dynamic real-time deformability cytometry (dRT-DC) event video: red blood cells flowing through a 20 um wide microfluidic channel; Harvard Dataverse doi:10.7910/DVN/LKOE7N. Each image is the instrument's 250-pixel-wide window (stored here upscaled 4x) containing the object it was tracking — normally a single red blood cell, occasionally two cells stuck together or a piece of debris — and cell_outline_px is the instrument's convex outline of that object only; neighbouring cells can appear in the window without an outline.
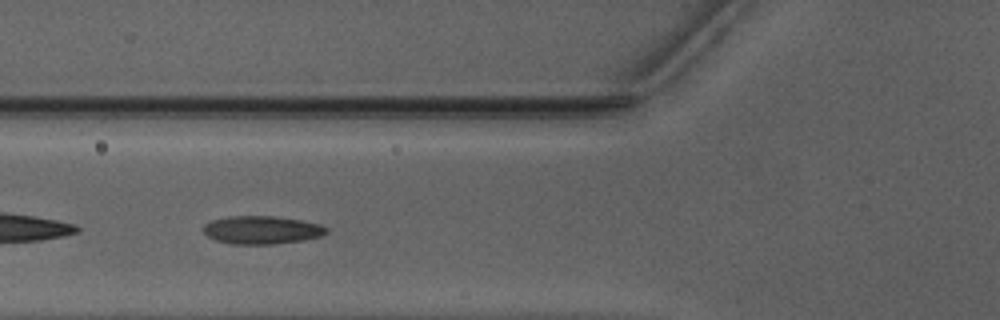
{"species": "Egyptian fruit bat (a non-hibernating species)", "species_latin": "Rousettus aegyptiacus", "temperature_condition": "warm", "stored_images_in_passage": 30, "camera_frame_rate_fps": 3000, "um_per_image_px": 0.085, "animal": {"sex": "male"}, "frame": {"image": 1, "passage_image": 11, "time_ms": 3.333, "image_size_px": [1000, 320], "cell_outline_px": [[328, 232], [324, 236], [304, 240], [272, 244], [232, 244], [216, 240], [208, 236], [204, 232], [204, 224], [212, 220], [228, 216], [272, 216], [300, 220], [320, 224], [328, 228]], "centroid_in_image_um": [22.28, 19.55], "position_along_channel_um": 103.5, "area_um2": 20.17}}
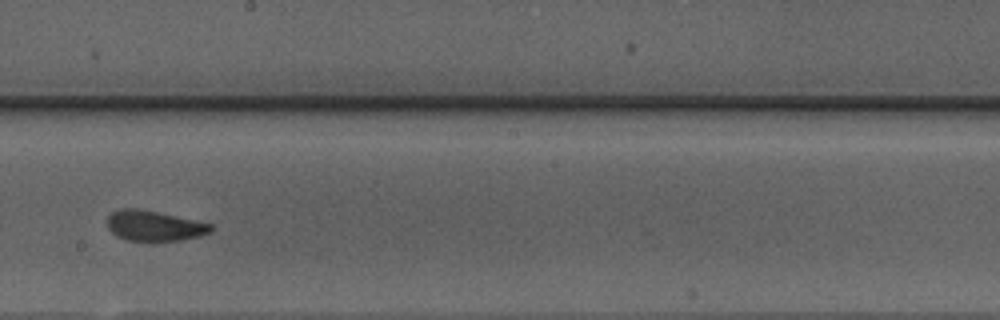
{"frame": {"image": 2, "passage_image": 21, "time_ms": 6.667, "image_size_px": [1000, 320], "cell_outline_px": [[216, 228], [212, 232], [200, 236], [180, 240], [156, 244], [128, 240], [116, 236], [108, 228], [108, 216], [112, 212], [120, 208], [136, 208], [156, 212], [212, 224]], "centroid_in_image_um": [13.13, 19.24], "position_along_channel_um": 235.1, "area_um2": 18.84}}
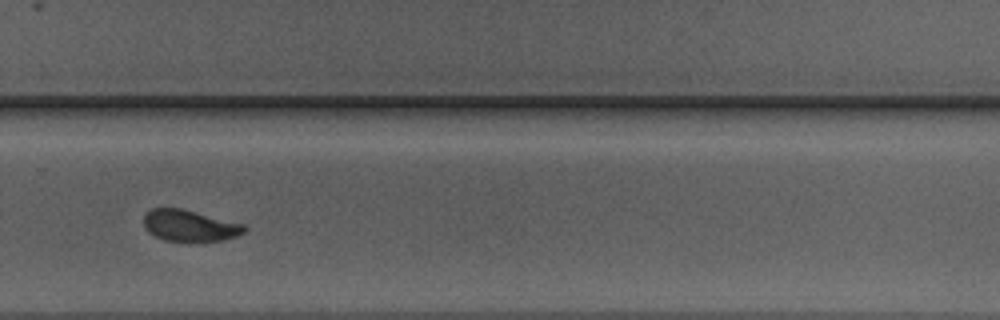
{"frame": {"image": 3, "passage_image": 27, "time_ms": 8.667, "image_size_px": [1000, 320], "cell_outline_px": [[248, 228], [244, 232], [236, 236], [220, 240], [164, 240], [148, 232], [144, 228], [144, 216], [152, 208], [180, 208], [244, 224]], "centroid_in_image_um": [16.11, 19.16], "position_along_channel_um": 313.7, "area_um2": 17.98}}